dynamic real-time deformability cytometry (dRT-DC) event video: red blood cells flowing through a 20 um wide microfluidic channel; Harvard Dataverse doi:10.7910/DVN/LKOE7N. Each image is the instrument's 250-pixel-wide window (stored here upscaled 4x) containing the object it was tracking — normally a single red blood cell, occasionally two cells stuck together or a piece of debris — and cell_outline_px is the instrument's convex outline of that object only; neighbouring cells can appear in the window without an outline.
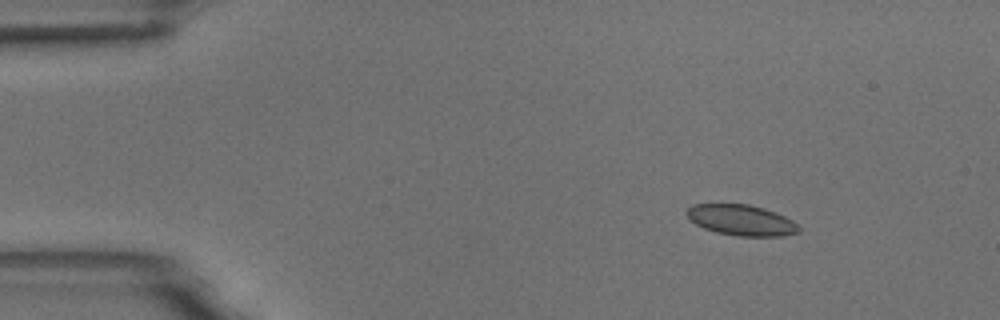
{"species": "common noctule bat (a hibernating species)", "species_latin": "Nyctalus noctula", "temperature_condition": "room temperature", "stored_images_in_passage": 5, "camera_frame_rate_fps": 3000, "um_per_image_px": 0.085, "animal": {"sex": "male", "body_mass_g": 18.8}, "frame": {"image": 1, "passage_image": 2, "time_ms": 0.333, "image_size_px": [1000, 320], "cell_outline_px": [[800, 232], [780, 236], [736, 236], [716, 232], [704, 228], [688, 220], [684, 212], [692, 204], [748, 204], [764, 208], [784, 216], [792, 220], [800, 228]], "centroid_in_image_um": [62.97, 18.71], "position_along_channel_um": 22.0, "area_um2": 20.17}}